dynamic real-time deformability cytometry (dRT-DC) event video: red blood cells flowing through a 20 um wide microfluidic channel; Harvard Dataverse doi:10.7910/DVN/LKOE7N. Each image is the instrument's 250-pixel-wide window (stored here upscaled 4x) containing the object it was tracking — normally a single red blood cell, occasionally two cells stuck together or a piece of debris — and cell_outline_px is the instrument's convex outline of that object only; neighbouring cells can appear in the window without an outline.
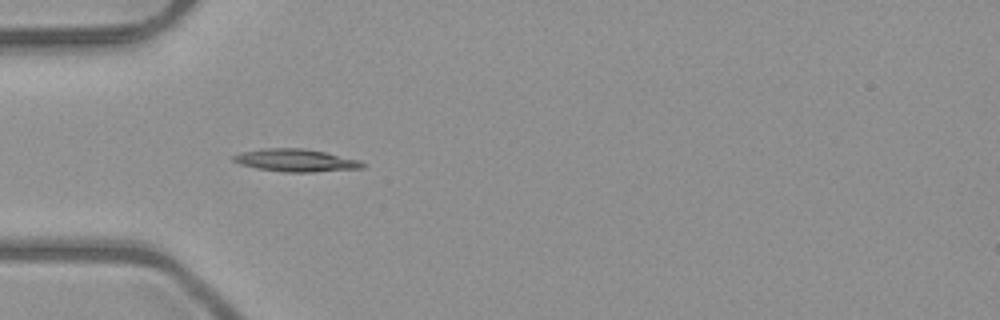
{"species": "common noctule bat (a hibernating species)", "species_latin": "Nyctalus noctula", "temperature_condition": "room temperature", "stored_images_in_passage": 36, "camera_frame_rate_fps": 3000, "um_per_image_px": 0.085, "animal": {"sex": "male", "body_mass_g": 23.1, "forearm_length_mm": 52.7}, "frame": {"image": 1, "passage_image": 1, "time_ms": 0.0, "image_size_px": [1000, 320], "cell_outline_px": [[364, 168], [312, 172], [284, 172], [256, 168], [240, 164], [232, 160], [232, 156], [240, 152], [260, 148], [304, 148], [324, 152], [360, 160], [364, 164]], "centroid_in_image_um": [25.11, 13.62], "position_along_channel_um": 59.9, "area_um2": 17.05}}
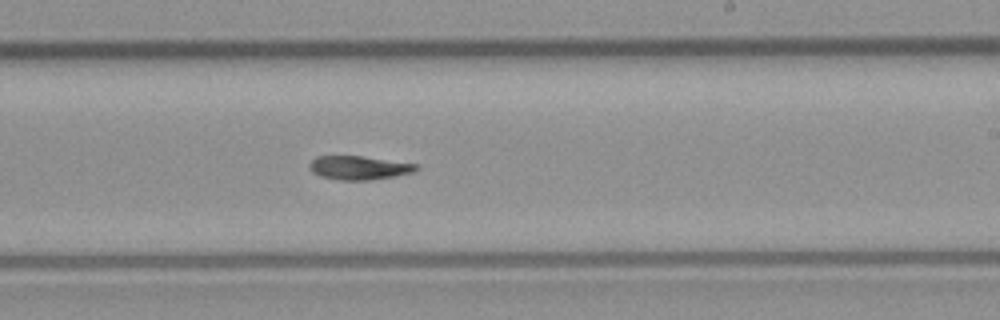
{"frame": {"image": 2, "passage_image": 16, "time_ms": 5.0, "image_size_px": [1000, 320], "cell_outline_px": [[416, 168], [412, 172], [392, 176], [368, 180], [340, 180], [320, 176], [312, 172], [308, 168], [308, 164], [316, 156], [360, 156], [416, 164]], "centroid_in_image_um": [30.4, 14.25], "position_along_channel_um": 258.6, "area_um2": 14.45}}
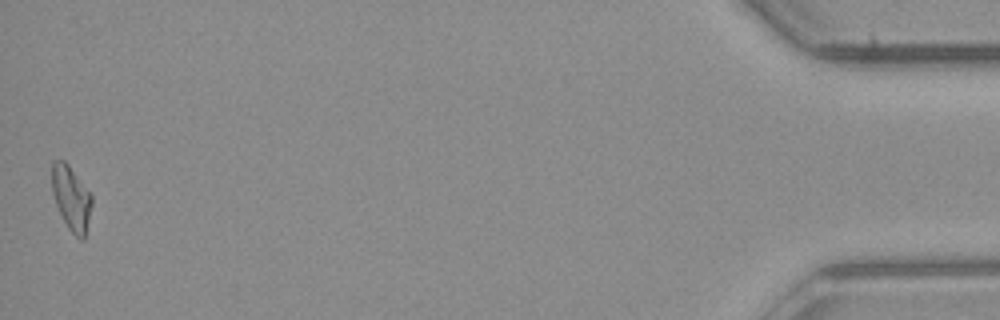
{"frame": {"image": 3, "passage_image": 36, "time_ms": 11.667, "image_size_px": [1000, 320], "cell_outline_px": [[92, 204], [84, 240], [80, 240], [68, 228], [56, 204], [52, 192], [52, 160], [64, 160], [68, 164], [92, 196]], "centroid_in_image_um": [6.05, 16.84], "position_along_channel_um": 429.1, "area_um2": 14.74}}